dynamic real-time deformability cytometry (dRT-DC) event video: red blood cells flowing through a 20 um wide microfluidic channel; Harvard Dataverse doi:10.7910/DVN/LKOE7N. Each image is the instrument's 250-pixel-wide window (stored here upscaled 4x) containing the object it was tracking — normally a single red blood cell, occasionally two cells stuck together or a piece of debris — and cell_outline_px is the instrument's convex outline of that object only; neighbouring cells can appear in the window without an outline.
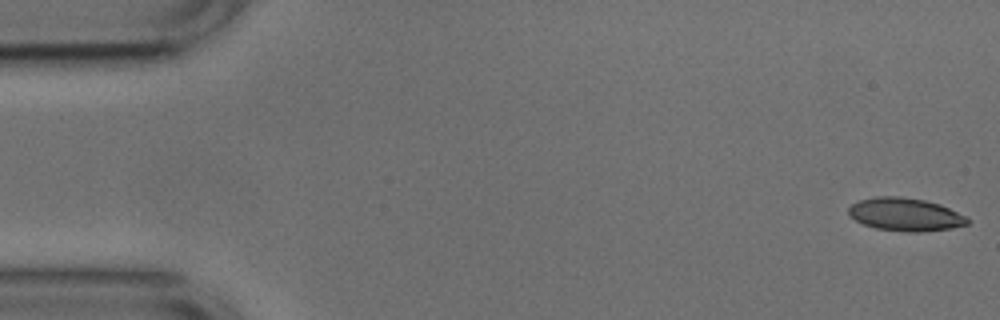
{"species": "common noctule bat (a hibernating species)", "species_latin": "Nyctalus noctula", "temperature_condition": "cold", "stored_images_in_passage": 52, "camera_frame_rate_fps": 3000, "um_per_image_px": 0.085, "animal": {"sex": "male", "body_mass_g": 17.9, "forearm_length_mm": 54.2}, "frame": {"image": 1, "passage_image": 1, "time_ms": 0.0, "image_size_px": [1000, 320], "cell_outline_px": [[968, 224], [952, 228], [920, 232], [904, 232], [876, 228], [864, 224], [856, 220], [848, 212], [848, 208], [852, 204], [860, 200], [876, 196], [900, 196], [924, 200], [940, 204], [968, 216]], "centroid_in_image_um": [76.98, 18.23], "position_along_channel_um": 8.0, "area_um2": 22.89}}
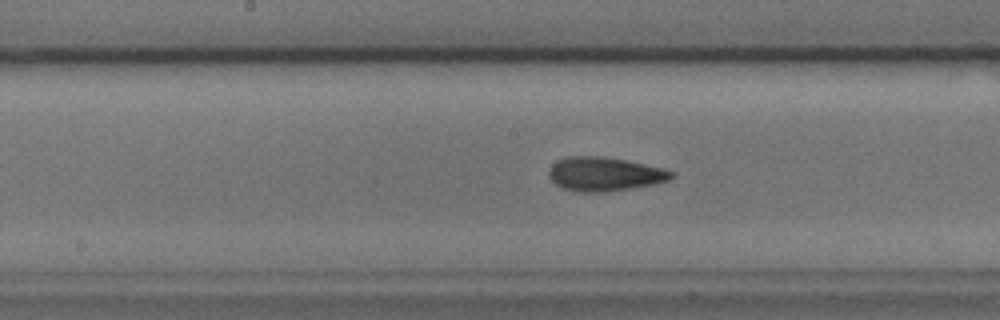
{"frame": {"image": 2, "passage_image": 26, "time_ms": 8.333, "image_size_px": [1000, 320], "cell_outline_px": [[676, 176], [668, 180], [652, 184], [604, 192], [576, 192], [560, 188], [548, 176], [548, 172], [552, 164], [556, 160], [568, 156], [604, 156], [628, 160], [664, 168], [676, 172]], "centroid_in_image_um": [51.38, 14.78], "position_along_channel_um": 196.8, "area_um2": 24.51}}
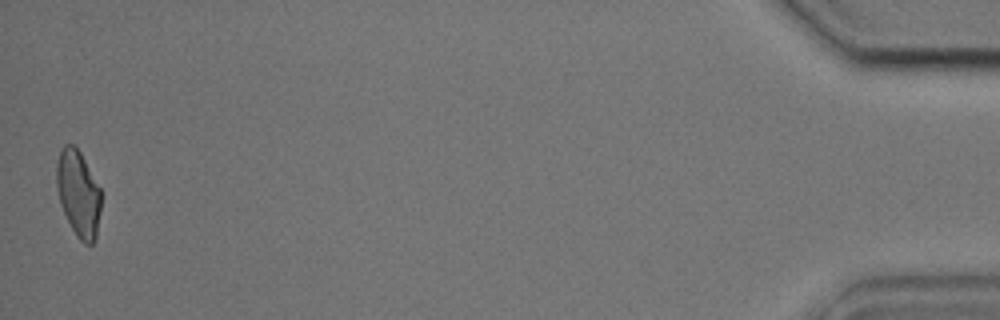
{"frame": {"image": 3, "passage_image": 52, "time_ms": 17.0, "image_size_px": [1000, 320], "cell_outline_px": [[100, 212], [96, 236], [92, 244], [84, 244], [76, 236], [60, 204], [56, 184], [56, 164], [60, 152], [64, 144], [76, 144], [100, 188]], "centroid_in_image_um": [6.65, 16.42], "position_along_channel_um": 428.6, "area_um2": 22.31}, "authors_computed_cell_mechanics": {"area_um2": 23.2645, "velocity_mm_per_s": 3.7668, "shape_relaxation_time_tau1_ms": 4.6076, "shape_relaxation_time_tau2_ms": 1.8242, "deformation_change_tau1": 0.1234, "deformation_change_tau2": 0.0848}}